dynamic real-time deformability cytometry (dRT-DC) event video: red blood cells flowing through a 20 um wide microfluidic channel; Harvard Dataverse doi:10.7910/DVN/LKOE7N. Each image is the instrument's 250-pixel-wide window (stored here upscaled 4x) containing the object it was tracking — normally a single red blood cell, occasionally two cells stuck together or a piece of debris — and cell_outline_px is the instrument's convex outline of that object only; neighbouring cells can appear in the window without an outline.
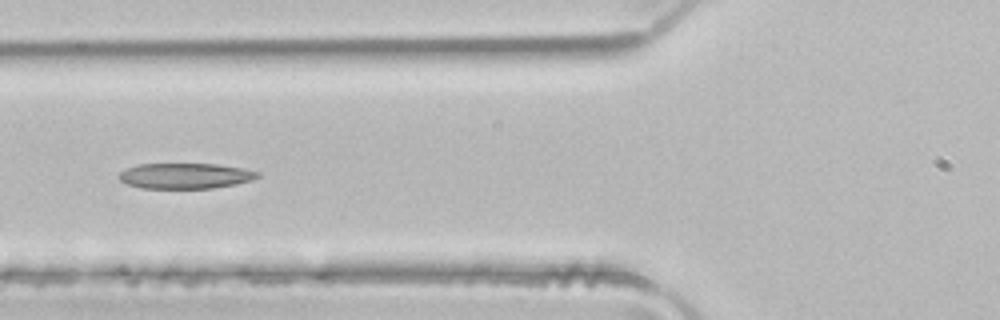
{"species": "common noctule bat (a hibernating species)", "species_latin": "Nyctalus noctula", "temperature_condition": "room temperature", "stored_images_in_passage": 4, "camera_frame_rate_fps": 3000, "um_per_image_px": 0.085, "animal": {"sex": "male", "body_mass_g": 21.5, "forearm_length_mm": 52.0}, "frame": {"image": 1, "passage_image": 4, "time_ms": 1.0, "image_size_px": [1000, 320], "cell_outline_px": [[260, 176], [252, 180], [236, 184], [212, 188], [144, 188], [128, 184], [120, 180], [120, 172], [136, 164], [216, 164], [240, 168], [260, 172]], "centroid_in_image_um": [15.77, 14.94], "position_along_channel_um": 110.0, "area_um2": 20.4}}